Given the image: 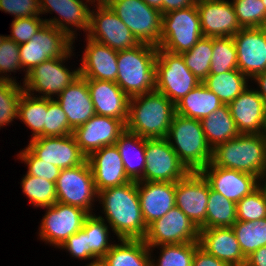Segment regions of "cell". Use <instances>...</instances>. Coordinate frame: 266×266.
I'll list each match as a JSON object with an SVG mask.
<instances>
[{"label":"cell","mask_w":266,"mask_h":266,"mask_svg":"<svg viewBox=\"0 0 266 266\" xmlns=\"http://www.w3.org/2000/svg\"><path fill=\"white\" fill-rule=\"evenodd\" d=\"M237 67V50L232 37H213L209 75L222 74Z\"/></svg>","instance_id":"cell-42"},{"label":"cell","mask_w":266,"mask_h":266,"mask_svg":"<svg viewBox=\"0 0 266 266\" xmlns=\"http://www.w3.org/2000/svg\"><path fill=\"white\" fill-rule=\"evenodd\" d=\"M98 201L105 218L98 217L107 222L117 239L145 238L148 227L141 212L137 181L99 191Z\"/></svg>","instance_id":"cell-1"},{"label":"cell","mask_w":266,"mask_h":266,"mask_svg":"<svg viewBox=\"0 0 266 266\" xmlns=\"http://www.w3.org/2000/svg\"><path fill=\"white\" fill-rule=\"evenodd\" d=\"M38 239L58 248L67 238L82 229L85 219L90 215L77 206L56 202L44 207Z\"/></svg>","instance_id":"cell-13"},{"label":"cell","mask_w":266,"mask_h":266,"mask_svg":"<svg viewBox=\"0 0 266 266\" xmlns=\"http://www.w3.org/2000/svg\"><path fill=\"white\" fill-rule=\"evenodd\" d=\"M199 231L195 224L174 206L148 226L143 240L148 247L197 242Z\"/></svg>","instance_id":"cell-16"},{"label":"cell","mask_w":266,"mask_h":266,"mask_svg":"<svg viewBox=\"0 0 266 266\" xmlns=\"http://www.w3.org/2000/svg\"><path fill=\"white\" fill-rule=\"evenodd\" d=\"M57 202L77 206L95 214L96 191L91 167L86 160L78 166L61 169L56 181Z\"/></svg>","instance_id":"cell-12"},{"label":"cell","mask_w":266,"mask_h":266,"mask_svg":"<svg viewBox=\"0 0 266 266\" xmlns=\"http://www.w3.org/2000/svg\"><path fill=\"white\" fill-rule=\"evenodd\" d=\"M157 46L140 43L118 51L116 84L131 98L156 91Z\"/></svg>","instance_id":"cell-4"},{"label":"cell","mask_w":266,"mask_h":266,"mask_svg":"<svg viewBox=\"0 0 266 266\" xmlns=\"http://www.w3.org/2000/svg\"><path fill=\"white\" fill-rule=\"evenodd\" d=\"M122 158L126 175L132 181H139L146 165V139L125 130L115 142Z\"/></svg>","instance_id":"cell-31"},{"label":"cell","mask_w":266,"mask_h":266,"mask_svg":"<svg viewBox=\"0 0 266 266\" xmlns=\"http://www.w3.org/2000/svg\"><path fill=\"white\" fill-rule=\"evenodd\" d=\"M148 6L155 8L163 14V0H143Z\"/></svg>","instance_id":"cell-56"},{"label":"cell","mask_w":266,"mask_h":266,"mask_svg":"<svg viewBox=\"0 0 266 266\" xmlns=\"http://www.w3.org/2000/svg\"><path fill=\"white\" fill-rule=\"evenodd\" d=\"M84 40H86V48L80 59L79 75L86 79L116 82L118 51L87 36Z\"/></svg>","instance_id":"cell-25"},{"label":"cell","mask_w":266,"mask_h":266,"mask_svg":"<svg viewBox=\"0 0 266 266\" xmlns=\"http://www.w3.org/2000/svg\"><path fill=\"white\" fill-rule=\"evenodd\" d=\"M58 249L65 250L71 257L82 260H91L85 266L96 265L97 263L87 254V233L81 229L67 238Z\"/></svg>","instance_id":"cell-50"},{"label":"cell","mask_w":266,"mask_h":266,"mask_svg":"<svg viewBox=\"0 0 266 266\" xmlns=\"http://www.w3.org/2000/svg\"><path fill=\"white\" fill-rule=\"evenodd\" d=\"M232 229L245 258L266 246V218L256 221L237 220Z\"/></svg>","instance_id":"cell-38"},{"label":"cell","mask_w":266,"mask_h":266,"mask_svg":"<svg viewBox=\"0 0 266 266\" xmlns=\"http://www.w3.org/2000/svg\"><path fill=\"white\" fill-rule=\"evenodd\" d=\"M237 221L236 203L210 188L206 212V229L232 227Z\"/></svg>","instance_id":"cell-37"},{"label":"cell","mask_w":266,"mask_h":266,"mask_svg":"<svg viewBox=\"0 0 266 266\" xmlns=\"http://www.w3.org/2000/svg\"><path fill=\"white\" fill-rule=\"evenodd\" d=\"M175 114V104L164 94L137 95L129 100L126 130L145 139L166 138Z\"/></svg>","instance_id":"cell-2"},{"label":"cell","mask_w":266,"mask_h":266,"mask_svg":"<svg viewBox=\"0 0 266 266\" xmlns=\"http://www.w3.org/2000/svg\"><path fill=\"white\" fill-rule=\"evenodd\" d=\"M228 107L240 134L266 133V104L252 85Z\"/></svg>","instance_id":"cell-23"},{"label":"cell","mask_w":266,"mask_h":266,"mask_svg":"<svg viewBox=\"0 0 266 266\" xmlns=\"http://www.w3.org/2000/svg\"><path fill=\"white\" fill-rule=\"evenodd\" d=\"M245 266H266V246L260 247L249 255Z\"/></svg>","instance_id":"cell-54"},{"label":"cell","mask_w":266,"mask_h":266,"mask_svg":"<svg viewBox=\"0 0 266 266\" xmlns=\"http://www.w3.org/2000/svg\"><path fill=\"white\" fill-rule=\"evenodd\" d=\"M125 23L140 43L157 46L161 42L162 12L143 0H103Z\"/></svg>","instance_id":"cell-7"},{"label":"cell","mask_w":266,"mask_h":266,"mask_svg":"<svg viewBox=\"0 0 266 266\" xmlns=\"http://www.w3.org/2000/svg\"><path fill=\"white\" fill-rule=\"evenodd\" d=\"M197 0H163V14L196 5Z\"/></svg>","instance_id":"cell-53"},{"label":"cell","mask_w":266,"mask_h":266,"mask_svg":"<svg viewBox=\"0 0 266 266\" xmlns=\"http://www.w3.org/2000/svg\"><path fill=\"white\" fill-rule=\"evenodd\" d=\"M17 71H23L19 44L6 36L0 45V80L19 83L15 76H10L11 72L14 74Z\"/></svg>","instance_id":"cell-46"},{"label":"cell","mask_w":266,"mask_h":266,"mask_svg":"<svg viewBox=\"0 0 266 266\" xmlns=\"http://www.w3.org/2000/svg\"><path fill=\"white\" fill-rule=\"evenodd\" d=\"M101 259V266H151V253L143 239H118Z\"/></svg>","instance_id":"cell-30"},{"label":"cell","mask_w":266,"mask_h":266,"mask_svg":"<svg viewBox=\"0 0 266 266\" xmlns=\"http://www.w3.org/2000/svg\"><path fill=\"white\" fill-rule=\"evenodd\" d=\"M20 187L22 193L34 208L49 207L57 202L56 184L33 175H23Z\"/></svg>","instance_id":"cell-40"},{"label":"cell","mask_w":266,"mask_h":266,"mask_svg":"<svg viewBox=\"0 0 266 266\" xmlns=\"http://www.w3.org/2000/svg\"><path fill=\"white\" fill-rule=\"evenodd\" d=\"M125 130L126 124L122 120L95 114L77 127L73 135L81 151L88 157L104 146L115 145Z\"/></svg>","instance_id":"cell-20"},{"label":"cell","mask_w":266,"mask_h":266,"mask_svg":"<svg viewBox=\"0 0 266 266\" xmlns=\"http://www.w3.org/2000/svg\"><path fill=\"white\" fill-rule=\"evenodd\" d=\"M37 158L60 169L83 164L87 156L77 145L73 134L55 137H37L26 146Z\"/></svg>","instance_id":"cell-18"},{"label":"cell","mask_w":266,"mask_h":266,"mask_svg":"<svg viewBox=\"0 0 266 266\" xmlns=\"http://www.w3.org/2000/svg\"><path fill=\"white\" fill-rule=\"evenodd\" d=\"M199 246L231 266H245L244 257L232 227L200 229Z\"/></svg>","instance_id":"cell-28"},{"label":"cell","mask_w":266,"mask_h":266,"mask_svg":"<svg viewBox=\"0 0 266 266\" xmlns=\"http://www.w3.org/2000/svg\"><path fill=\"white\" fill-rule=\"evenodd\" d=\"M47 114V98L35 97L23 92L18 104L19 121L32 133L30 140L44 137V123Z\"/></svg>","instance_id":"cell-36"},{"label":"cell","mask_w":266,"mask_h":266,"mask_svg":"<svg viewBox=\"0 0 266 266\" xmlns=\"http://www.w3.org/2000/svg\"><path fill=\"white\" fill-rule=\"evenodd\" d=\"M16 156L21 163H25L27 166V174L49 180L56 184L61 171L59 167L40 160L27 147L20 150Z\"/></svg>","instance_id":"cell-48"},{"label":"cell","mask_w":266,"mask_h":266,"mask_svg":"<svg viewBox=\"0 0 266 266\" xmlns=\"http://www.w3.org/2000/svg\"><path fill=\"white\" fill-rule=\"evenodd\" d=\"M209 183L200 171L189 172L176 182V206L200 229H206Z\"/></svg>","instance_id":"cell-17"},{"label":"cell","mask_w":266,"mask_h":266,"mask_svg":"<svg viewBox=\"0 0 266 266\" xmlns=\"http://www.w3.org/2000/svg\"><path fill=\"white\" fill-rule=\"evenodd\" d=\"M23 87L19 83L0 80V129L10 126L18 117V104Z\"/></svg>","instance_id":"cell-43"},{"label":"cell","mask_w":266,"mask_h":266,"mask_svg":"<svg viewBox=\"0 0 266 266\" xmlns=\"http://www.w3.org/2000/svg\"><path fill=\"white\" fill-rule=\"evenodd\" d=\"M0 11L13 18L33 17L40 15L39 0H0Z\"/></svg>","instance_id":"cell-51"},{"label":"cell","mask_w":266,"mask_h":266,"mask_svg":"<svg viewBox=\"0 0 266 266\" xmlns=\"http://www.w3.org/2000/svg\"><path fill=\"white\" fill-rule=\"evenodd\" d=\"M200 172L212 190L234 203L239 202L262 183L255 175L214 166L211 162Z\"/></svg>","instance_id":"cell-22"},{"label":"cell","mask_w":266,"mask_h":266,"mask_svg":"<svg viewBox=\"0 0 266 266\" xmlns=\"http://www.w3.org/2000/svg\"><path fill=\"white\" fill-rule=\"evenodd\" d=\"M68 118L57 100L47 98V114L44 123V137L73 134Z\"/></svg>","instance_id":"cell-47"},{"label":"cell","mask_w":266,"mask_h":266,"mask_svg":"<svg viewBox=\"0 0 266 266\" xmlns=\"http://www.w3.org/2000/svg\"><path fill=\"white\" fill-rule=\"evenodd\" d=\"M203 37L197 6L167 12L162 16L160 49L182 54Z\"/></svg>","instance_id":"cell-8"},{"label":"cell","mask_w":266,"mask_h":266,"mask_svg":"<svg viewBox=\"0 0 266 266\" xmlns=\"http://www.w3.org/2000/svg\"><path fill=\"white\" fill-rule=\"evenodd\" d=\"M257 84L256 90L258 91L259 95L263 98L266 104V71L263 73L257 75L253 80H251V83Z\"/></svg>","instance_id":"cell-55"},{"label":"cell","mask_w":266,"mask_h":266,"mask_svg":"<svg viewBox=\"0 0 266 266\" xmlns=\"http://www.w3.org/2000/svg\"><path fill=\"white\" fill-rule=\"evenodd\" d=\"M201 121L203 132L212 150L219 144L237 137L238 132L228 104H223Z\"/></svg>","instance_id":"cell-33"},{"label":"cell","mask_w":266,"mask_h":266,"mask_svg":"<svg viewBox=\"0 0 266 266\" xmlns=\"http://www.w3.org/2000/svg\"><path fill=\"white\" fill-rule=\"evenodd\" d=\"M5 37H6V35L4 36V35H1V34H0V45H1V43H2V41L4 40Z\"/></svg>","instance_id":"cell-57"},{"label":"cell","mask_w":266,"mask_h":266,"mask_svg":"<svg viewBox=\"0 0 266 266\" xmlns=\"http://www.w3.org/2000/svg\"><path fill=\"white\" fill-rule=\"evenodd\" d=\"M211 163L257 176L266 181V133L239 134L212 150Z\"/></svg>","instance_id":"cell-3"},{"label":"cell","mask_w":266,"mask_h":266,"mask_svg":"<svg viewBox=\"0 0 266 266\" xmlns=\"http://www.w3.org/2000/svg\"><path fill=\"white\" fill-rule=\"evenodd\" d=\"M92 6L94 7L90 10L89 30L85 36L115 51L131 49L140 44L125 23L103 0L95 1Z\"/></svg>","instance_id":"cell-10"},{"label":"cell","mask_w":266,"mask_h":266,"mask_svg":"<svg viewBox=\"0 0 266 266\" xmlns=\"http://www.w3.org/2000/svg\"><path fill=\"white\" fill-rule=\"evenodd\" d=\"M55 99L65 112L69 126L73 130L96 114L89 94L87 79L81 76L67 86Z\"/></svg>","instance_id":"cell-29"},{"label":"cell","mask_w":266,"mask_h":266,"mask_svg":"<svg viewBox=\"0 0 266 266\" xmlns=\"http://www.w3.org/2000/svg\"><path fill=\"white\" fill-rule=\"evenodd\" d=\"M82 229L87 233V254L98 264L115 243L111 227L95 213L85 219Z\"/></svg>","instance_id":"cell-35"},{"label":"cell","mask_w":266,"mask_h":266,"mask_svg":"<svg viewBox=\"0 0 266 266\" xmlns=\"http://www.w3.org/2000/svg\"><path fill=\"white\" fill-rule=\"evenodd\" d=\"M201 31L205 37H233L240 26L229 0H197Z\"/></svg>","instance_id":"cell-21"},{"label":"cell","mask_w":266,"mask_h":266,"mask_svg":"<svg viewBox=\"0 0 266 266\" xmlns=\"http://www.w3.org/2000/svg\"><path fill=\"white\" fill-rule=\"evenodd\" d=\"M198 246L199 242L197 241L149 247L151 266H192L193 257ZM155 248L160 250L158 259L153 256Z\"/></svg>","instance_id":"cell-39"},{"label":"cell","mask_w":266,"mask_h":266,"mask_svg":"<svg viewBox=\"0 0 266 266\" xmlns=\"http://www.w3.org/2000/svg\"><path fill=\"white\" fill-rule=\"evenodd\" d=\"M137 189L147 227L176 206V182L137 181Z\"/></svg>","instance_id":"cell-26"},{"label":"cell","mask_w":266,"mask_h":266,"mask_svg":"<svg viewBox=\"0 0 266 266\" xmlns=\"http://www.w3.org/2000/svg\"><path fill=\"white\" fill-rule=\"evenodd\" d=\"M156 91L176 104L200 83L185 65L181 54L158 47L156 59Z\"/></svg>","instance_id":"cell-9"},{"label":"cell","mask_w":266,"mask_h":266,"mask_svg":"<svg viewBox=\"0 0 266 266\" xmlns=\"http://www.w3.org/2000/svg\"><path fill=\"white\" fill-rule=\"evenodd\" d=\"M262 2H263L264 6L266 8V0H262Z\"/></svg>","instance_id":"cell-58"},{"label":"cell","mask_w":266,"mask_h":266,"mask_svg":"<svg viewBox=\"0 0 266 266\" xmlns=\"http://www.w3.org/2000/svg\"><path fill=\"white\" fill-rule=\"evenodd\" d=\"M87 85L95 113L120 119L126 124L130 97L116 82L87 79Z\"/></svg>","instance_id":"cell-27"},{"label":"cell","mask_w":266,"mask_h":266,"mask_svg":"<svg viewBox=\"0 0 266 266\" xmlns=\"http://www.w3.org/2000/svg\"><path fill=\"white\" fill-rule=\"evenodd\" d=\"M222 105L220 99L203 83H200L178 101L175 108L178 115L202 120Z\"/></svg>","instance_id":"cell-32"},{"label":"cell","mask_w":266,"mask_h":266,"mask_svg":"<svg viewBox=\"0 0 266 266\" xmlns=\"http://www.w3.org/2000/svg\"><path fill=\"white\" fill-rule=\"evenodd\" d=\"M232 38L242 74L253 80L266 71V27L242 28Z\"/></svg>","instance_id":"cell-19"},{"label":"cell","mask_w":266,"mask_h":266,"mask_svg":"<svg viewBox=\"0 0 266 266\" xmlns=\"http://www.w3.org/2000/svg\"><path fill=\"white\" fill-rule=\"evenodd\" d=\"M40 16L13 19L10 25V35L6 36L19 45L30 41L45 24V20L42 17L40 18Z\"/></svg>","instance_id":"cell-49"},{"label":"cell","mask_w":266,"mask_h":266,"mask_svg":"<svg viewBox=\"0 0 266 266\" xmlns=\"http://www.w3.org/2000/svg\"><path fill=\"white\" fill-rule=\"evenodd\" d=\"M192 266H231V265L212 256L204 249H202L200 246H198L193 257Z\"/></svg>","instance_id":"cell-52"},{"label":"cell","mask_w":266,"mask_h":266,"mask_svg":"<svg viewBox=\"0 0 266 266\" xmlns=\"http://www.w3.org/2000/svg\"><path fill=\"white\" fill-rule=\"evenodd\" d=\"M212 53L213 38L203 36L189 51L181 54L185 65L200 82L209 75Z\"/></svg>","instance_id":"cell-41"},{"label":"cell","mask_w":266,"mask_h":266,"mask_svg":"<svg viewBox=\"0 0 266 266\" xmlns=\"http://www.w3.org/2000/svg\"><path fill=\"white\" fill-rule=\"evenodd\" d=\"M166 139L190 172L201 171L210 164L212 148L206 141L200 120L176 113Z\"/></svg>","instance_id":"cell-5"},{"label":"cell","mask_w":266,"mask_h":266,"mask_svg":"<svg viewBox=\"0 0 266 266\" xmlns=\"http://www.w3.org/2000/svg\"><path fill=\"white\" fill-rule=\"evenodd\" d=\"M146 165L139 181L177 182L190 171L166 138L146 139Z\"/></svg>","instance_id":"cell-14"},{"label":"cell","mask_w":266,"mask_h":266,"mask_svg":"<svg viewBox=\"0 0 266 266\" xmlns=\"http://www.w3.org/2000/svg\"><path fill=\"white\" fill-rule=\"evenodd\" d=\"M73 49L75 48L73 47L65 56L50 58L27 72L25 80L22 79L21 83L24 92L35 97L54 99L64 91L80 76L79 67L72 70L64 64L74 56Z\"/></svg>","instance_id":"cell-6"},{"label":"cell","mask_w":266,"mask_h":266,"mask_svg":"<svg viewBox=\"0 0 266 266\" xmlns=\"http://www.w3.org/2000/svg\"><path fill=\"white\" fill-rule=\"evenodd\" d=\"M237 220L256 221L266 218V182L236 203Z\"/></svg>","instance_id":"cell-44"},{"label":"cell","mask_w":266,"mask_h":266,"mask_svg":"<svg viewBox=\"0 0 266 266\" xmlns=\"http://www.w3.org/2000/svg\"><path fill=\"white\" fill-rule=\"evenodd\" d=\"M94 2L95 0H39L40 15L54 12L58 17L54 15V18H45V23L65 32L75 43L79 30L88 33L90 10Z\"/></svg>","instance_id":"cell-15"},{"label":"cell","mask_w":266,"mask_h":266,"mask_svg":"<svg viewBox=\"0 0 266 266\" xmlns=\"http://www.w3.org/2000/svg\"><path fill=\"white\" fill-rule=\"evenodd\" d=\"M73 47V40L65 32L45 23L30 41L19 45L23 79L33 67L50 58L63 57Z\"/></svg>","instance_id":"cell-11"},{"label":"cell","mask_w":266,"mask_h":266,"mask_svg":"<svg viewBox=\"0 0 266 266\" xmlns=\"http://www.w3.org/2000/svg\"><path fill=\"white\" fill-rule=\"evenodd\" d=\"M249 81L251 80L246 75L235 69L222 74L208 75L202 83L223 104H229L250 86L251 83Z\"/></svg>","instance_id":"cell-34"},{"label":"cell","mask_w":266,"mask_h":266,"mask_svg":"<svg viewBox=\"0 0 266 266\" xmlns=\"http://www.w3.org/2000/svg\"><path fill=\"white\" fill-rule=\"evenodd\" d=\"M87 161L91 167L97 193L130 182L116 145L104 146L92 152Z\"/></svg>","instance_id":"cell-24"},{"label":"cell","mask_w":266,"mask_h":266,"mask_svg":"<svg viewBox=\"0 0 266 266\" xmlns=\"http://www.w3.org/2000/svg\"><path fill=\"white\" fill-rule=\"evenodd\" d=\"M242 28L266 27V8L262 0L231 1Z\"/></svg>","instance_id":"cell-45"}]
</instances>
